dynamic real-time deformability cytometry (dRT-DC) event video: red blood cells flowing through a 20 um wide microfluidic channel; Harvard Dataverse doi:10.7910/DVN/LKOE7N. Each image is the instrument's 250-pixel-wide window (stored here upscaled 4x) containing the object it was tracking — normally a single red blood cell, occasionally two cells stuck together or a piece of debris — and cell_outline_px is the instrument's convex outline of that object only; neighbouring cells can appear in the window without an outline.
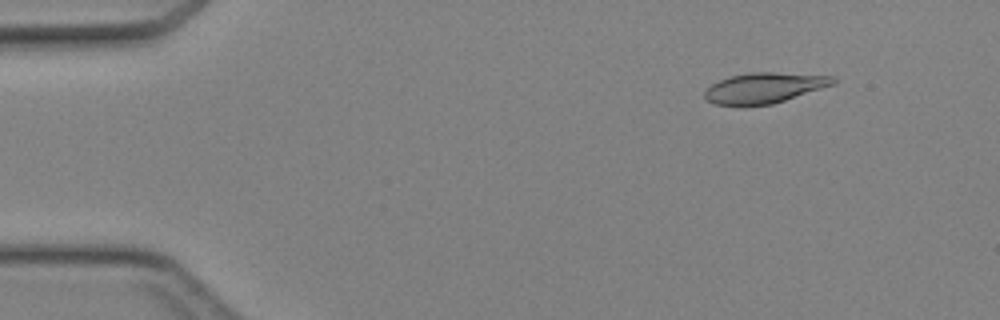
{"species": "Egyptian fruit bat (a non-hibernating species)", "species_latin": "Rousettus aegyptiacus", "temperature_condition": "cold", "stored_images_in_passage": 45, "camera_frame_rate_fps": 3000, "um_per_image_px": 0.085, "animal": {"sex": "female"}, "frame": {"image": 1, "passage_image": 5, "time_ms": 1.333, "image_size_px": [1000, 320], "cell_outline_px": [[836, 84], [772, 104], [716, 104], [704, 100], [704, 92], [712, 84], [720, 80], [732, 76], [748, 72], [776, 72], [836, 76]], "centroid_in_image_um": [65.01, 7.44], "position_along_channel_um": 20.0, "area_um2": 22.6}}
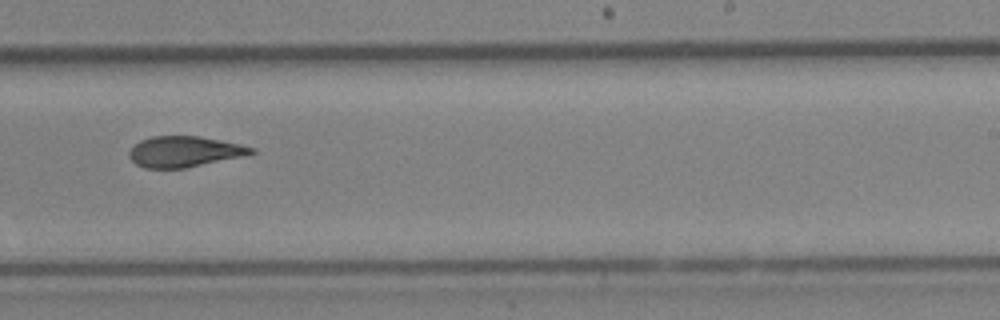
{"frame": {"image": 2, "passage_image": 28, "time_ms": 9.0, "image_size_px": [1000, 320], "cell_outline_px": [[256, 152], [252, 156], [184, 168], [144, 168], [136, 164], [128, 156], [128, 152], [140, 140], [152, 136], [200, 136], [240, 144], [256, 148]], "centroid_in_image_um": [15.76, 12.9], "position_along_channel_um": 273.2, "area_um2": 22.31}}
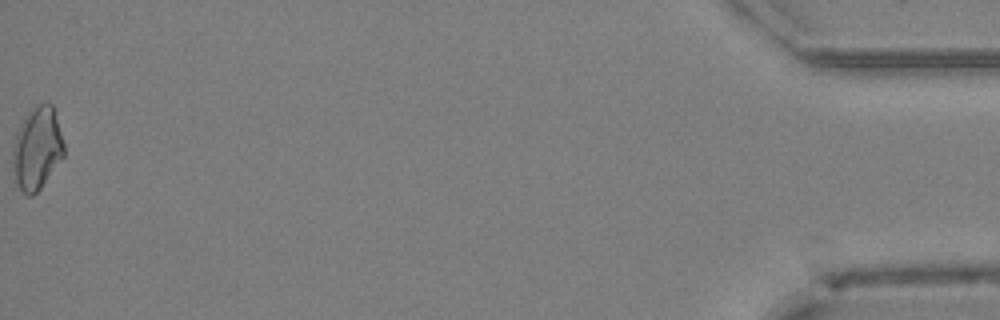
{"frame": {"image": 3, "passage_image": 45, "time_ms": 14.667, "image_size_px": [1000, 320], "cell_outline_px": [[64, 156], [40, 188], [32, 196], [28, 196], [20, 188], [16, 180], [12, 152], [16, 136], [28, 112], [36, 104], [52, 104], [64, 144]], "centroid_in_image_um": [3.17, 12.62], "position_along_channel_um": 432.0, "area_um2": 23.87}}